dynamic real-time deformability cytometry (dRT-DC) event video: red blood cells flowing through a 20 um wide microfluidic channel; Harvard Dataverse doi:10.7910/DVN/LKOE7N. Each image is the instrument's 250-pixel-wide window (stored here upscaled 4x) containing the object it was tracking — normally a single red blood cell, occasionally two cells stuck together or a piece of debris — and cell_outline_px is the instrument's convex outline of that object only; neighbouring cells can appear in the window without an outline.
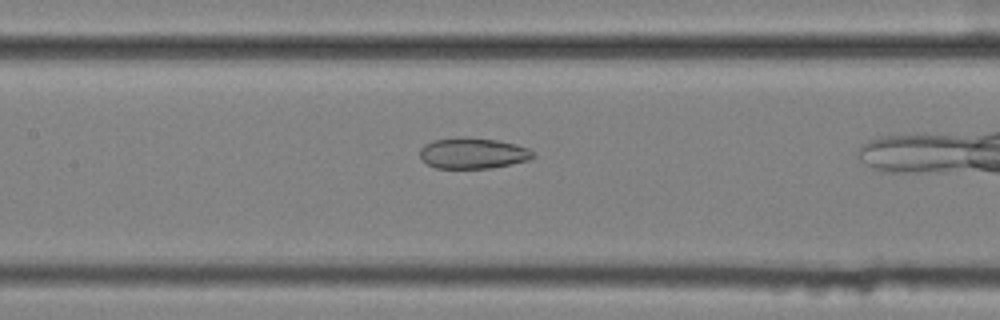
{"species": "common noctule bat (a hibernating species)", "species_latin": "Nyctalus noctula", "temperature_condition": "cold", "stored_images_in_passage": 33, "camera_frame_rate_fps": 3000, "um_per_image_px": 0.085, "animal": {"sex": "female", "body_mass_g": 25.1}, "frame": {"image": 1, "passage_image": 13, "time_ms": 4.0, "image_size_px": [1000, 320], "cell_outline_px": [[536, 156], [528, 160], [488, 168], [436, 168], [428, 164], [420, 156], [420, 148], [424, 144], [432, 140], [496, 140], [516, 144], [528, 148]], "centroid_in_image_um": [40.2, 13.06], "position_along_channel_um": 167.2, "area_um2": 19.36}}
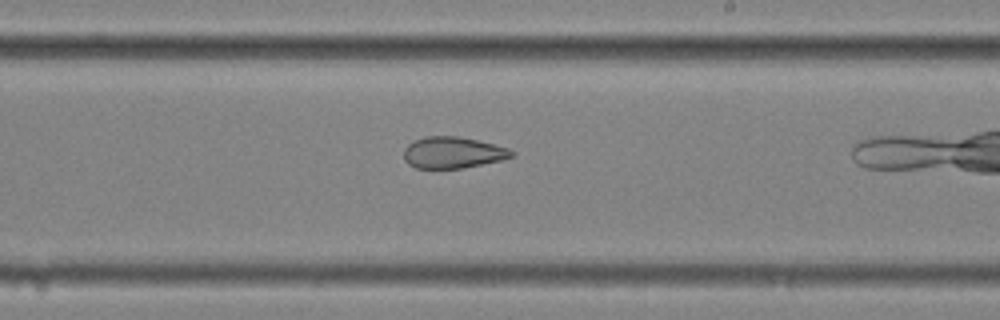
{"frame": {"image": 2, "passage_image": 20, "time_ms": 6.333, "image_size_px": [1000, 320], "cell_outline_px": [[516, 156], [504, 160], [460, 168], [416, 168], [408, 164], [404, 160], [404, 148], [412, 140], [428, 136], [460, 136], [508, 148], [516, 152]], "centroid_in_image_um": [38.5, 12.97], "position_along_channel_um": 250.5, "area_um2": 19.88}}
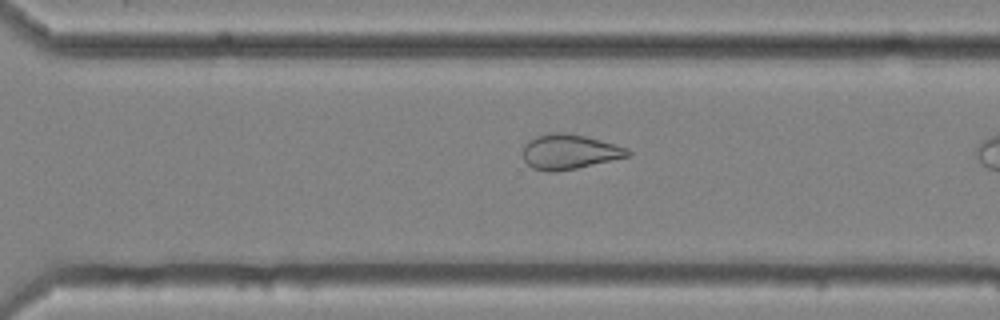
{"frame": {"image": 3, "passage_image": 26, "time_ms": 8.333, "image_size_px": [1000, 320], "cell_outline_px": [[632, 156], [576, 168], [556, 172], [548, 172], [532, 168], [524, 160], [524, 144], [528, 140], [536, 136], [552, 132], [564, 132], [584, 136], [600, 140], [628, 148], [632, 152]], "centroid_in_image_um": [48.41, 12.9], "position_along_channel_um": 322.2, "area_um2": 21.39}}